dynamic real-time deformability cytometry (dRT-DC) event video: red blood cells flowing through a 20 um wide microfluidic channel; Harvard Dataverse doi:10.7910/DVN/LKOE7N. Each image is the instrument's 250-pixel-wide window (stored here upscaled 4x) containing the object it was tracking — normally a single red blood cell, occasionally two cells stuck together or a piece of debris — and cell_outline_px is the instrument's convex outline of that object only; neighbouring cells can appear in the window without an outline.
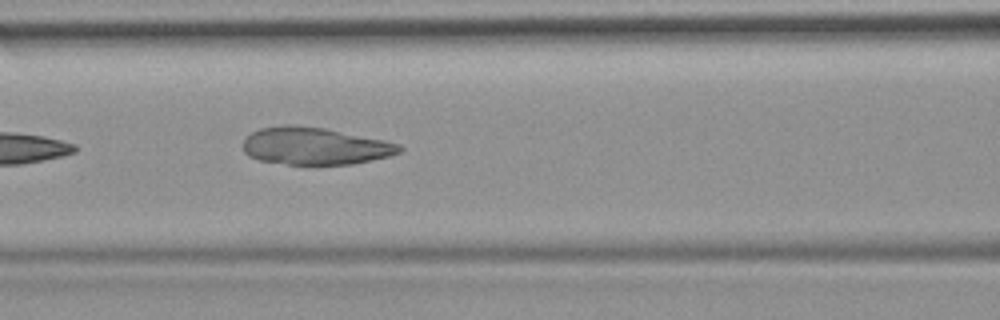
{"species": "common noctule bat (a hibernating species)", "species_latin": "Nyctalus noctula", "temperature_condition": "room temperature", "stored_images_in_passage": 4, "camera_frame_rate_fps": 3000, "um_per_image_px": 0.085, "animal": {"sex": "female", "body_mass_g": 19.9}, "frame": {"image": 1, "passage_image": 4, "time_ms": 4.333, "image_size_px": [1000, 320], "cell_outline_px": [[404, 148], [400, 152], [388, 156], [372, 160], [352, 164], [288, 164], [260, 160], [248, 156], [244, 152], [244, 140], [252, 132], [260, 128], [280, 124], [296, 124], [324, 128], [384, 140], [400, 144]], "centroid_in_image_um": [26.76, 12.4], "position_along_channel_um": 139.8, "area_um2": 33.99}}